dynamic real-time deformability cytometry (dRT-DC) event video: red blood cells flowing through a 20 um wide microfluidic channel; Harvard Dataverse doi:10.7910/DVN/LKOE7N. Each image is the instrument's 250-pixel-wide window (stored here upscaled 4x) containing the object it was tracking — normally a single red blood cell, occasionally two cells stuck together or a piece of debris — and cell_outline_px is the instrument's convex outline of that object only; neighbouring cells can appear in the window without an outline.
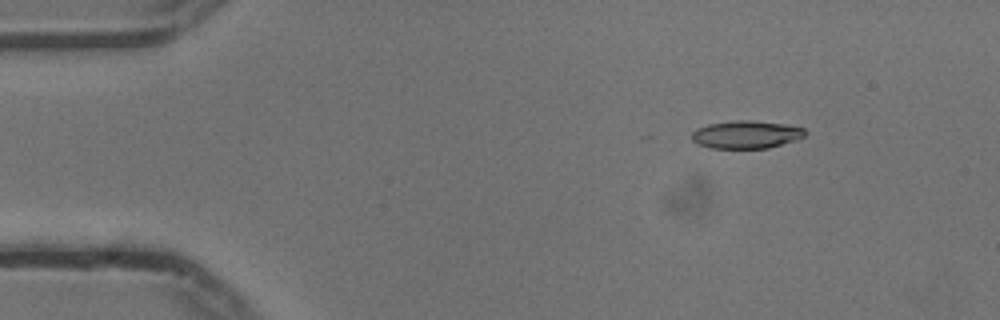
{"species": "common noctule bat (a hibernating species)", "species_latin": "Nyctalus noctula", "temperature_condition": "cold", "stored_images_in_passage": 29, "camera_frame_rate_fps": 3000, "um_per_image_px": 0.085, "animal": {"sex": "male", "body_mass_g": 13.3}, "frame": {"image": 1, "passage_image": 7, "time_ms": 2.0, "image_size_px": [1000, 320], "cell_outline_px": [[808, 132], [804, 136], [796, 140], [768, 148], [708, 148], [696, 144], [692, 140], [692, 132], [696, 128], [708, 124], [736, 120], [752, 120], [784, 124], [804, 128]], "centroid_in_image_um": [63.41, 11.44], "position_along_channel_um": 21.6, "area_um2": 18.5}}
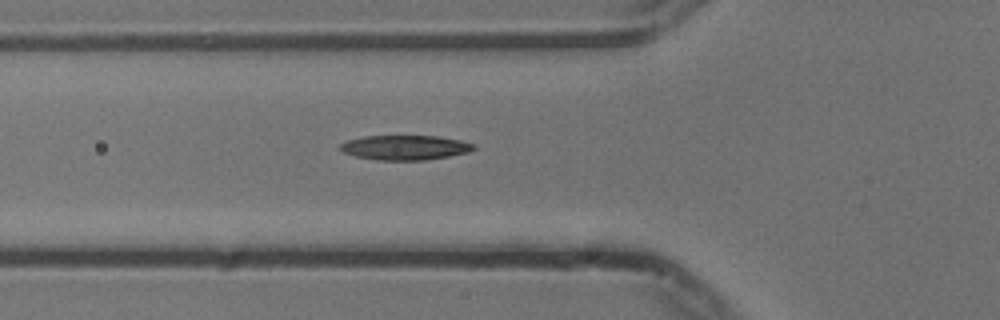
{"frame": {"image": 2, "passage_image": 19, "time_ms": 6.0, "image_size_px": [1000, 320], "cell_outline_px": [[476, 148], [468, 152], [448, 156], [424, 160], [376, 160], [356, 156], [344, 152], [340, 148], [340, 144], [348, 140], [364, 136], [436, 136], [460, 140], [476, 144]], "centroid_in_image_um": [34.45, 12.54], "position_along_channel_um": 91.4, "area_um2": 19.07}}
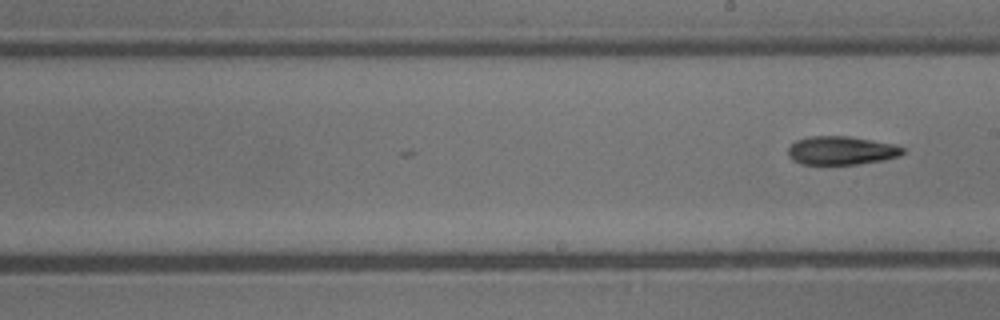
{"frame": {"image": 3, "passage_image": 29, "time_ms": 9.333, "image_size_px": [1000, 320], "cell_outline_px": [[904, 152], [900, 156], [884, 160], [856, 164], [800, 164], [792, 160], [788, 156], [788, 148], [796, 140], [808, 136], [848, 136], [896, 144], [904, 148]], "centroid_in_image_um": [71.51, 12.79], "position_along_channel_um": 217.5, "area_um2": 19.19}}